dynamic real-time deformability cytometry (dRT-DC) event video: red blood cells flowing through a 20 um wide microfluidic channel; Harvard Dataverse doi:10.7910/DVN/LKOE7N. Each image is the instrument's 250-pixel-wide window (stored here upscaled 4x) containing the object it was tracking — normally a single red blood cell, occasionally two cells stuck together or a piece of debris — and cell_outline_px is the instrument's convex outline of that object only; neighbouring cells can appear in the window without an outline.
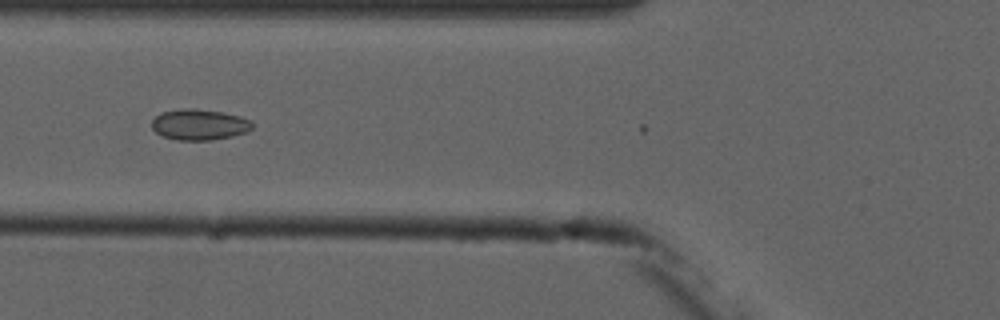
{"species": "common noctule bat (a hibernating species)", "species_latin": "Nyctalus noctula", "temperature_condition": "cold", "stored_images_in_passage": 5, "camera_frame_rate_fps": 3000, "um_per_image_px": 0.085, "animal": {"sex": "male", "forearm_length_mm": 52.5}, "frame": {"image": 1, "passage_image": 4, "time_ms": 4.667, "image_size_px": [1000, 320], "cell_outline_px": [[256, 124], [248, 132], [232, 136], [212, 140], [176, 140], [164, 136], [156, 132], [152, 128], [152, 120], [160, 112], [184, 108], [196, 108], [224, 112], [240, 116], [252, 120]], "centroid_in_image_um": [16.99, 10.58], "position_along_channel_um": 108.8, "area_um2": 18.38}}